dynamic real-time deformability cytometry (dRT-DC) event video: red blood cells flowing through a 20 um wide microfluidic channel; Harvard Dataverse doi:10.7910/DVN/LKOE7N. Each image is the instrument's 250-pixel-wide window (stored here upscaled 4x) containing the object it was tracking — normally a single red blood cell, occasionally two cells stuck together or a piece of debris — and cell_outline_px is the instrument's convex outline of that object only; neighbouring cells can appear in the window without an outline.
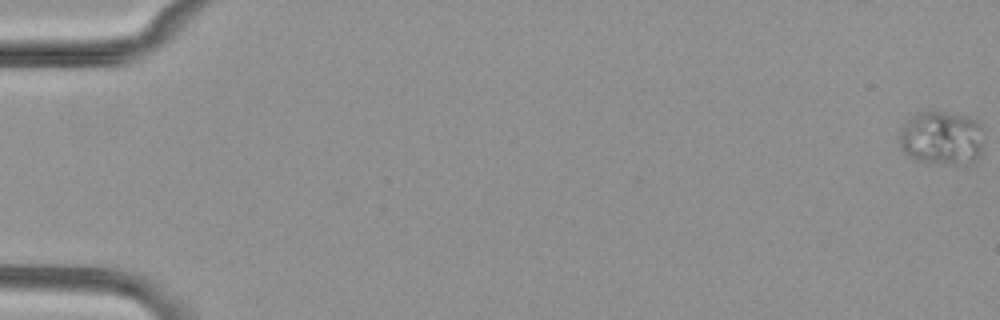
{"species": "common noctule bat (a hibernating species)", "species_latin": "Nyctalus noctula", "temperature_condition": "cold", "stored_images_in_passage": 19, "camera_frame_rate_fps": 3000, "um_per_image_px": 0.085, "animal": {"sex": "female", "body_mass_g": 29.2, "forearm_length_mm": 56.3}, "frame": {"image": 1, "passage_image": 1, "time_ms": 0.0, "image_size_px": [1000, 320], "cell_outline_px": [[984, 128], [980, 152], [972, 164], [948, 164], [920, 160], [908, 156], [904, 152], [900, 144], [900, 132], [904, 124], [912, 116], [928, 108], [932, 108], [964, 116], [976, 120]], "centroid_in_image_um": [80.06, 11.69], "position_along_channel_um": 4.9, "area_um2": 26.82}}
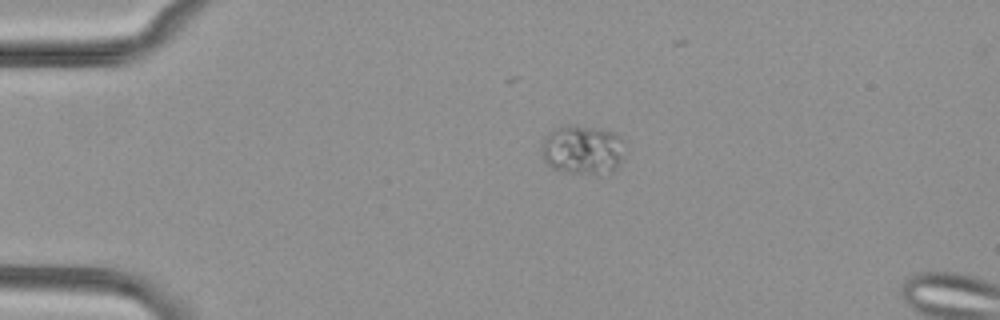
{"frame": {"image": 2, "passage_image": 14, "time_ms": 4.333, "image_size_px": [1000, 320], "cell_outline_px": [[620, 160], [616, 168], [612, 172], [596, 176], [564, 172], [548, 168], [544, 160], [540, 148], [544, 136], [556, 128], [564, 124], [576, 124], [600, 128], [612, 132], [620, 136]], "centroid_in_image_um": [49.42, 12.75], "position_along_channel_um": 35.6, "area_um2": 24.39}}